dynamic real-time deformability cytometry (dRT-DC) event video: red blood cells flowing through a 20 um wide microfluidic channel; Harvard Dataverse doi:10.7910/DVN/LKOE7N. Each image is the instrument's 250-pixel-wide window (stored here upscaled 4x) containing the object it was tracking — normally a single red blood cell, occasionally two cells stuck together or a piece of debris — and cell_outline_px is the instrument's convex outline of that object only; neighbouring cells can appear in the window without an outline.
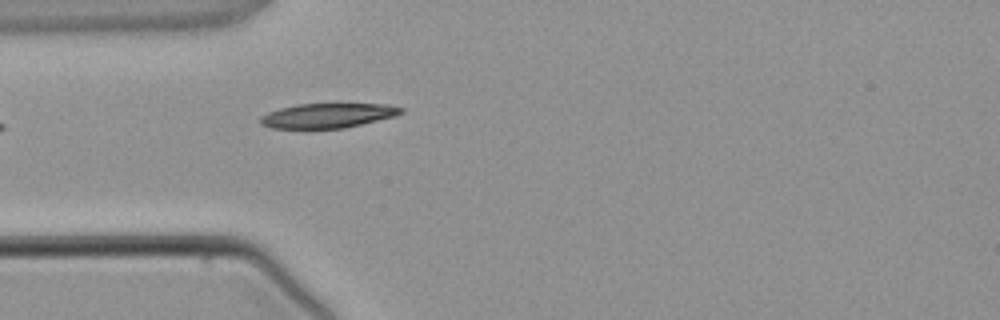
{"species": "common noctule bat (a hibernating species)", "species_latin": "Nyctalus noctula", "temperature_condition": "warm", "stored_images_in_passage": 1, "camera_frame_rate_fps": 3000, "um_per_image_px": 0.085, "animal": {"sex": "male", "body_mass_g": 21.5, "forearm_length_mm": 52.0}, "frame": {"image": 1, "passage_image": 1, "time_ms": 0.0, "image_size_px": [1000, 320], "cell_outline_px": [[404, 112], [396, 116], [344, 128], [272, 128], [260, 124], [260, 116], [268, 112], [280, 108], [296, 104], [388, 104], [404, 108]], "centroid_in_image_um": [27.87, 9.82], "position_along_channel_um": 57.1, "area_um2": 20.17}}